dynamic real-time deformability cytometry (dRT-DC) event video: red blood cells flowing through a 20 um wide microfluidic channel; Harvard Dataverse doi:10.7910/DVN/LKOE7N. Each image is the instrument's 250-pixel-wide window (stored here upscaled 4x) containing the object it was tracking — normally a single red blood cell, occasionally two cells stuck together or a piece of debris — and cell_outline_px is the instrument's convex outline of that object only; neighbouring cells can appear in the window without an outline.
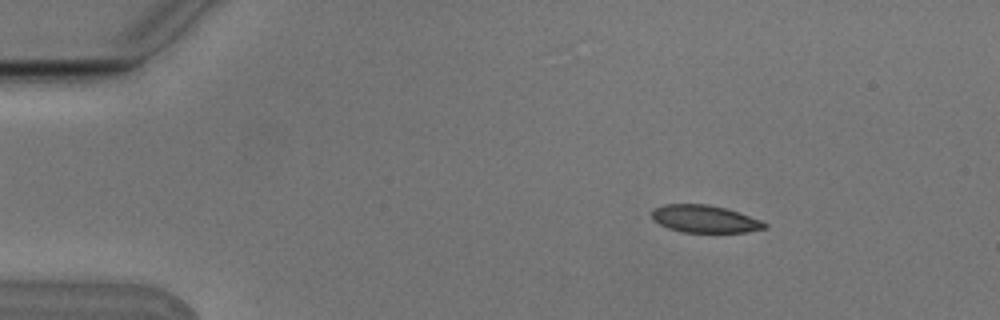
{"species": "Egyptian fruit bat (a non-hibernating species)", "species_latin": "Rousettus aegyptiacus", "temperature_condition": "cold", "stored_images_in_passage": 5, "camera_frame_rate_fps": 3000, "um_per_image_px": 0.085, "animal": {"sex": "male"}, "frame": {"image": 1, "passage_image": 2, "time_ms": 0.333, "image_size_px": [1000, 320], "cell_outline_px": [[768, 228], [744, 232], [684, 232], [668, 228], [652, 220], [652, 208], [664, 204], [708, 204], [724, 208], [760, 220], [768, 224]], "centroid_in_image_um": [59.86, 18.61], "position_along_channel_um": 25.1, "area_um2": 17.92}}